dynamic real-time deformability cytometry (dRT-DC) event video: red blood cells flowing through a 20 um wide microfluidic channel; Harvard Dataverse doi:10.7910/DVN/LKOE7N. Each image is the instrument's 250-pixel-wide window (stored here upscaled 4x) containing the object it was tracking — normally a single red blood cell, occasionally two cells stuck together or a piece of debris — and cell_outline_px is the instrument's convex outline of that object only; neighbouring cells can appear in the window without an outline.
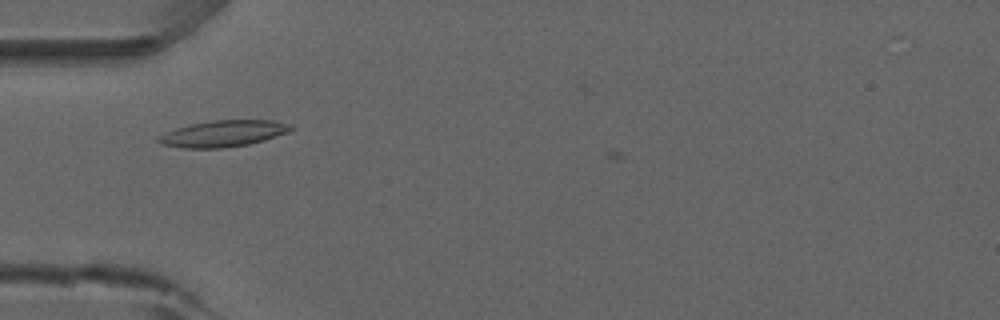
{"species": "common noctule bat (a hibernating species)", "species_latin": "Nyctalus noctula", "temperature_condition": "room temperature", "stored_images_in_passage": 41, "camera_frame_rate_fps": 3000, "um_per_image_px": 0.085, "animal": {"sex": "male", "forearm_length_mm": 52.5}, "frame": {"image": 1, "passage_image": 5, "time_ms": 1.333, "image_size_px": [1000, 320], "cell_outline_px": [[296, 128], [288, 132], [264, 140], [248, 144], [224, 148], [184, 148], [160, 144], [156, 140], [160, 136], [176, 128], [192, 124], [212, 120], [272, 120], [292, 124]], "centroid_in_image_um": [19.02, 11.35], "position_along_channel_um": 66.0, "area_um2": 20.29}}
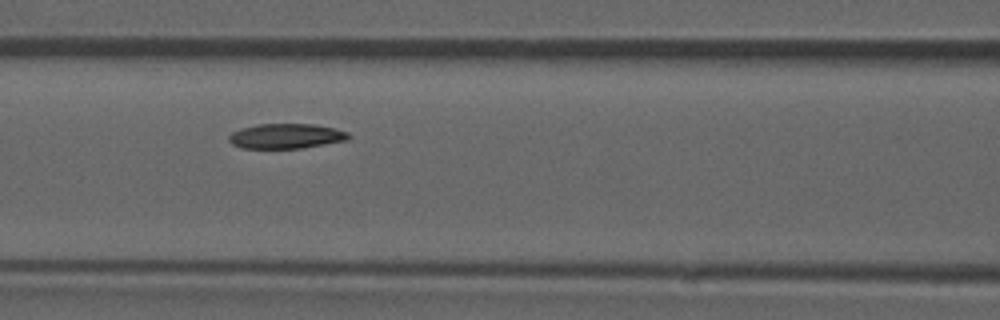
{"frame": {"image": 2, "passage_image": 11, "time_ms": 3.333, "image_size_px": [1000, 320], "cell_outline_px": [[352, 136], [348, 140], [300, 148], [240, 148], [232, 144], [228, 140], [228, 136], [232, 132], [244, 128], [260, 124], [312, 124], [332, 128], [348, 132]], "centroid_in_image_um": [24.32, 11.57], "position_along_channel_um": 142.3, "area_um2": 17.22}}
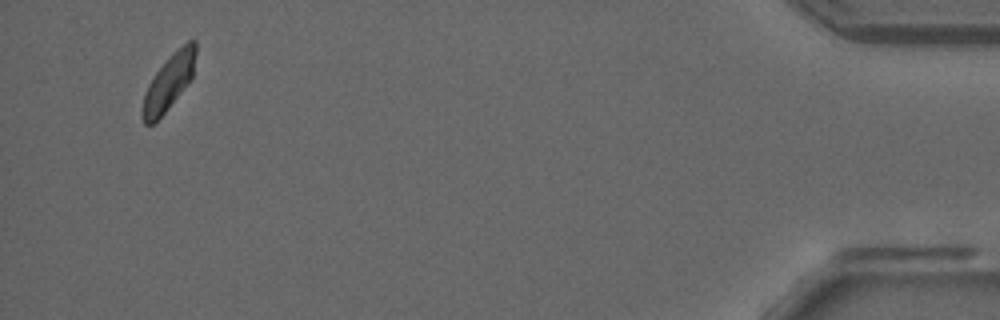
{"frame": {"image": 3, "passage_image": 39, "time_ms": 12.667, "image_size_px": [1000, 320], "cell_outline_px": [[196, 52], [192, 76], [164, 112], [152, 124], [144, 124], [140, 116], [140, 112], [144, 92], [148, 84], [156, 72], [188, 40], [196, 40]], "centroid_in_image_um": [14.29, 7.04], "position_along_channel_um": 420.9, "area_um2": 16.47}, "authors_computed_cell_mechanics": {"area_um2": 17.629, "velocity_mm_per_s": 3.8487, "shape_relaxation_time_tau1_ms": 4.1993, "shape_relaxation_time_tau2_ms": 8.7562, "deformation_change_tau1": 0.1097, "deformation_change_tau2": 0.115}}